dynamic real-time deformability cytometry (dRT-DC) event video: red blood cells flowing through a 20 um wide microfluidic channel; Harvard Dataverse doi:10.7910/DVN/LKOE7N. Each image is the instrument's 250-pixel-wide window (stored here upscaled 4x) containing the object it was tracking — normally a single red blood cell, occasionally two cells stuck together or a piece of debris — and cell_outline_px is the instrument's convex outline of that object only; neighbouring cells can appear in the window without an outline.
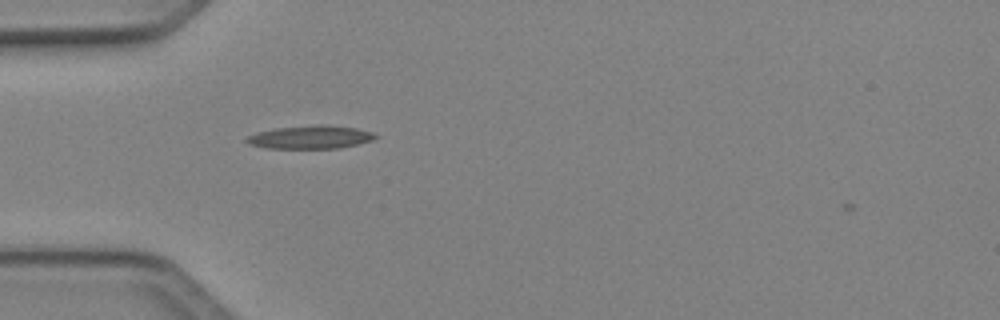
{"species": "Egyptian fruit bat (a non-hibernating species)", "species_latin": "Rousettus aegyptiacus", "temperature_condition": "cold", "stored_images_in_passage": 2, "camera_frame_rate_fps": 3000, "um_per_image_px": 0.085, "animal": {"sex": "female"}, "frame": {"image": 1, "passage_image": 1, "time_ms": 0.0, "image_size_px": [1000, 320], "cell_outline_px": [[380, 136], [372, 140], [340, 148], [264, 148], [248, 144], [244, 140], [248, 136], [256, 132], [276, 128], [316, 124], [324, 124], [356, 128], [372, 132]], "centroid_in_image_um": [26.37, 11.65], "position_along_channel_um": 58.6, "area_um2": 17.51}}